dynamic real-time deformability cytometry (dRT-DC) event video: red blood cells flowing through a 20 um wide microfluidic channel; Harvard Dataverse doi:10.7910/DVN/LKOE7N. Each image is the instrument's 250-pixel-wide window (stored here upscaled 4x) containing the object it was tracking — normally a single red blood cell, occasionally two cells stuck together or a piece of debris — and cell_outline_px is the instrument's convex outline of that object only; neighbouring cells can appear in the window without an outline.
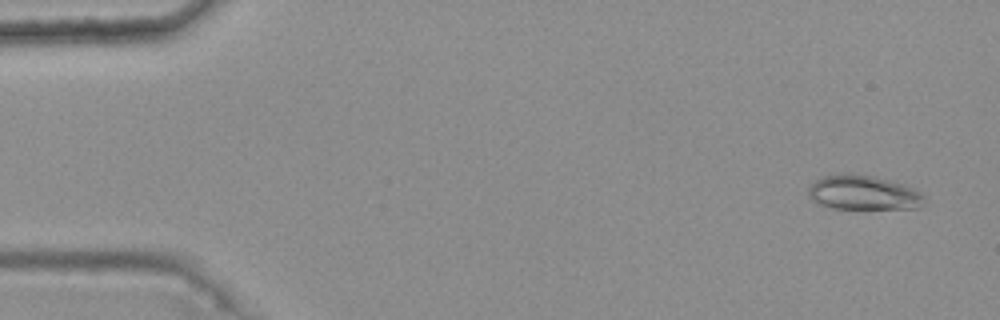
{"species": "common noctule bat (a hibernating species)", "species_latin": "Nyctalus noctula", "temperature_condition": "warm", "stored_images_in_passage": 15, "camera_frame_rate_fps": 3000, "um_per_image_px": 0.085, "animal": {"sex": "female", "body_mass_g": 25.1}, "frame": {"image": 1, "passage_image": 3, "time_ms": 0.667, "image_size_px": [1000, 320], "cell_outline_px": [[924, 196], [920, 208], [832, 208], [820, 204], [812, 200], [808, 196], [808, 188], [816, 180], [824, 176], [840, 172], [848, 172], [872, 176], [904, 184], [920, 192]], "centroid_in_image_um": [73.34, 16.36], "position_along_channel_um": 11.7, "area_um2": 23.24}}